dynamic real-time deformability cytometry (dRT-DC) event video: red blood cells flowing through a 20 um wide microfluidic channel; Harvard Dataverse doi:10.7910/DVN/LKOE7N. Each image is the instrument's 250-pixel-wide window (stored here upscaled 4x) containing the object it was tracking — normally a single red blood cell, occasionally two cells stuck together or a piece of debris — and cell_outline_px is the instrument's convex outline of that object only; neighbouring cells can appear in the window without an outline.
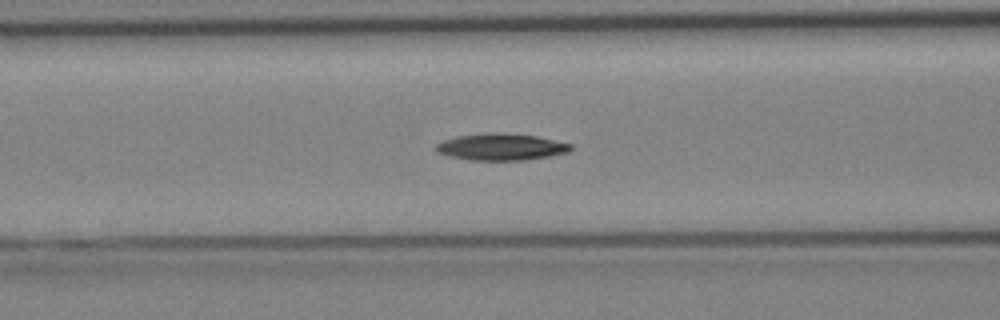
{"species": "Egyptian fruit bat (a non-hibernating species)", "species_latin": "Rousettus aegyptiacus", "temperature_condition": "cold", "stored_images_in_passage": 30, "camera_frame_rate_fps": 3000, "um_per_image_px": 0.085, "animal": {"sex": "female"}, "frame": {"image": 1, "passage_image": 9, "time_ms": 2.667, "image_size_px": [1000, 320], "cell_outline_px": [[572, 148], [568, 152], [548, 156], [524, 160], [472, 160], [452, 156], [440, 152], [436, 148], [436, 144], [444, 140], [456, 136], [504, 132], [536, 136], [572, 144]], "centroid_in_image_um": [42.64, 12.48], "position_along_channel_um": 124.0, "area_um2": 20.58}}